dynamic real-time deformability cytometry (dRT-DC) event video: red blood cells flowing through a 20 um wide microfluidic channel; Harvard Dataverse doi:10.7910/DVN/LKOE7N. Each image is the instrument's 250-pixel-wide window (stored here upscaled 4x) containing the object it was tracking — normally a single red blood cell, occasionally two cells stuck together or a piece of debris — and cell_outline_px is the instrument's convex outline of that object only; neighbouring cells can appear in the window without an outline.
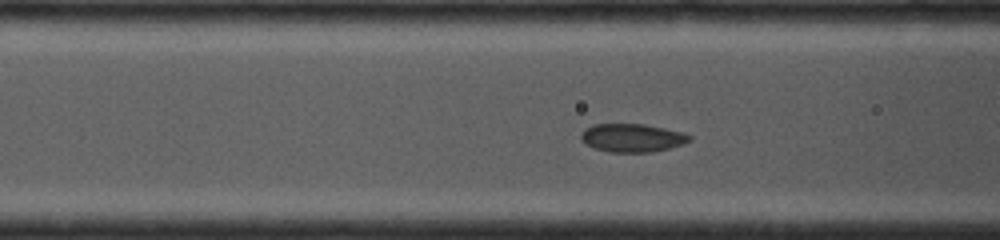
{"species": "common noctule bat (a hibernating species)", "species_latin": "Nyctalus noctula", "temperature_condition": "cold", "stored_images_in_passage": 49, "camera_frame_rate_fps": 4000, "um_per_image_px": 0.085, "animal": {"sex": "female", "body_mass_g": 19.0, "forearm_length_mm": 53.3}, "frame": {"image": 1, "passage_image": 33, "time_ms": 5.0, "image_size_px": [1000, 240], "cell_outline_px": [[692, 140], [684, 144], [652, 152], [612, 152], [596, 148], [580, 140], [580, 132], [592, 124], [644, 124], [684, 132], [692, 136]], "centroid_in_image_um": [53.76, 11.7], "position_along_channel_um": 112.8, "area_um2": 17.92}}
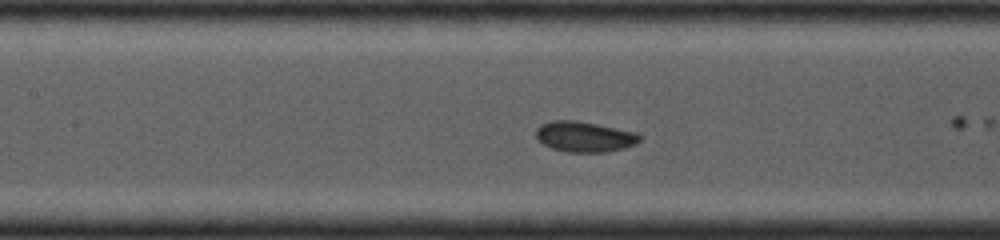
{"frame": {"image": 2, "passage_image": 40, "time_ms": 6.0, "image_size_px": [1000, 240], "cell_outline_px": [[640, 140], [636, 144], [624, 148], [604, 152], [568, 152], [552, 148], [536, 140], [536, 128], [540, 124], [552, 120], [576, 120], [640, 132]], "centroid_in_image_um": [49.68, 11.6], "position_along_channel_um": 157.7, "area_um2": 18.67}}
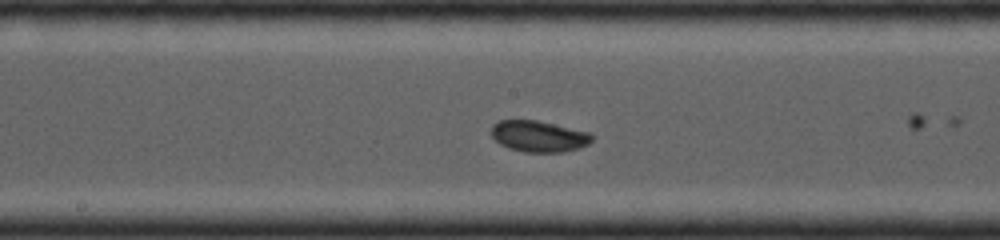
{"frame": {"image": 3, "passage_image": 46, "time_ms": 7.0, "image_size_px": [1000, 240], "cell_outline_px": [[596, 136], [588, 144], [580, 148], [564, 152], [524, 152], [508, 148], [500, 144], [492, 136], [492, 124], [500, 120], [536, 120], [592, 132]], "centroid_in_image_um": [45.85, 11.58], "position_along_channel_um": 202.4, "area_um2": 18.55}}